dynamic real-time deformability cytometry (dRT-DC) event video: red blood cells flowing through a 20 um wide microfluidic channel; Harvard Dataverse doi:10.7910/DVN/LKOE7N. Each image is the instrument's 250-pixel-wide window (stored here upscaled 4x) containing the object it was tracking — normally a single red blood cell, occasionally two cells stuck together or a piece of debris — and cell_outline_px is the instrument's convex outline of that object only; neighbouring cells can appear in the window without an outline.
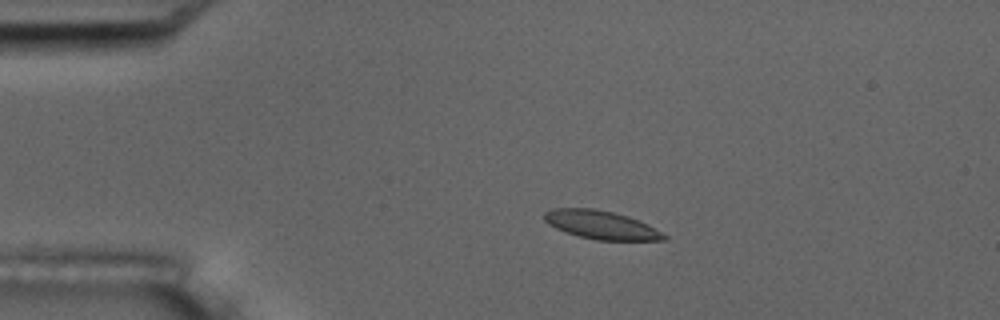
{"species": "common noctule bat (a hibernating species)", "species_latin": "Nyctalus noctula", "temperature_condition": "room temperature", "stored_images_in_passage": 4, "camera_frame_rate_fps": 3000, "um_per_image_px": 0.085, "animal": {"sex": "male", "body_mass_g": 17.5, "forearm_length_mm": 52.3}, "frame": {"image": 1, "passage_image": 3, "time_ms": 3.0, "image_size_px": [1000, 320], "cell_outline_px": [[668, 240], [596, 240], [564, 232], [548, 224], [544, 220], [544, 212], [552, 208], [592, 208], [612, 212], [628, 216], [648, 224], [668, 236]], "centroid_in_image_um": [51.09, 19.11], "position_along_channel_um": 33.9, "area_um2": 19.83}}